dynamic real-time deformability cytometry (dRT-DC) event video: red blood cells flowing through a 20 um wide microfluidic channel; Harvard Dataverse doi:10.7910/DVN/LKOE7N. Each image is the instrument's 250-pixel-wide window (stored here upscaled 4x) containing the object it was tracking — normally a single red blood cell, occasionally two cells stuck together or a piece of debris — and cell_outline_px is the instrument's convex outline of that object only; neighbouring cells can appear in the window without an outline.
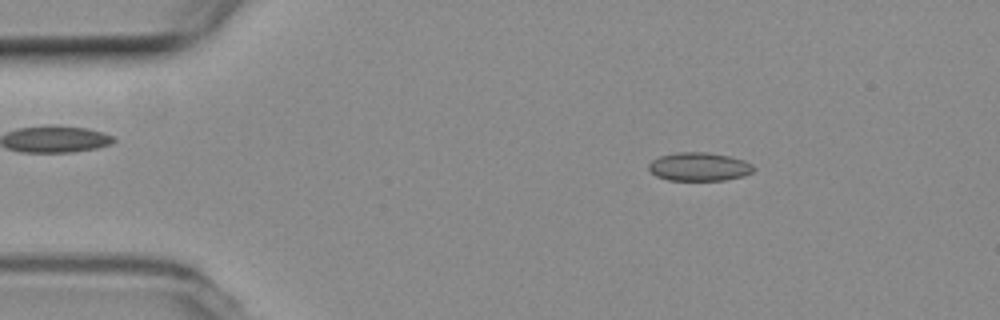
{"species": "common noctule bat (a hibernating species)", "species_latin": "Nyctalus noctula", "temperature_condition": "room temperature", "stored_images_in_passage": 51, "camera_frame_rate_fps": 3000, "um_per_image_px": 0.085, "animal": {"sex": "female", "body_mass_g": 19.3, "forearm_length_mm": 54.1}, "frame": {"image": 1, "passage_image": 6, "time_ms": 1.667, "image_size_px": [1000, 320], "cell_outline_px": [[756, 168], [752, 172], [744, 176], [724, 180], [668, 180], [656, 176], [648, 168], [648, 164], [652, 160], [660, 156], [676, 152], [704, 152], [728, 156], [744, 160], [752, 164]], "centroid_in_image_um": [59.43, 14.17], "position_along_channel_um": 25.6, "area_um2": 17.4}}
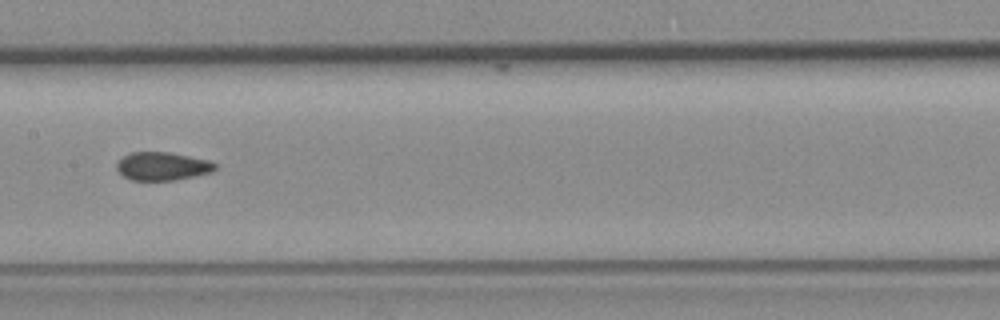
{"frame": {"image": 2, "passage_image": 24, "time_ms": 7.667, "image_size_px": [1000, 320], "cell_outline_px": [[216, 168], [212, 172], [196, 176], [176, 180], [132, 180], [124, 176], [116, 168], [116, 164], [124, 156], [132, 152], [168, 152], [208, 160], [216, 164]], "centroid_in_image_um": [13.82, 14.13], "position_along_channel_um": 193.6, "area_um2": 16.07}}
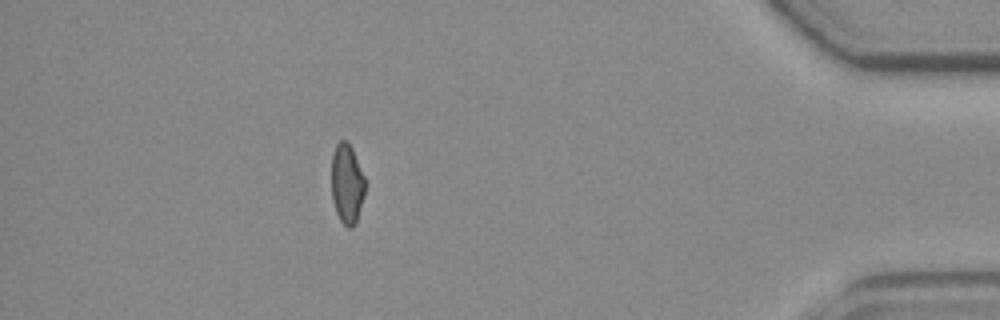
{"frame": {"image": 3, "passage_image": 45, "time_ms": 14.667, "image_size_px": [1000, 320], "cell_outline_px": [[364, 192], [356, 224], [352, 228], [348, 228], [340, 220], [336, 212], [332, 200], [332, 152], [336, 144], [340, 140], [348, 140], [352, 148], [364, 176]], "centroid_in_image_um": [29.47, 15.61], "position_along_channel_um": 405.7, "area_um2": 15.61}, "authors_computed_cell_mechanics": {"area_um2": 16.7042, "velocity_mm_per_s": 3.8064, "shape_relaxation_time_tau1_ms": null, "shape_relaxation_time_tau2_ms": 2.5411, "deformation_change_tau1": null, "deformation_change_tau2": 0.0606}}